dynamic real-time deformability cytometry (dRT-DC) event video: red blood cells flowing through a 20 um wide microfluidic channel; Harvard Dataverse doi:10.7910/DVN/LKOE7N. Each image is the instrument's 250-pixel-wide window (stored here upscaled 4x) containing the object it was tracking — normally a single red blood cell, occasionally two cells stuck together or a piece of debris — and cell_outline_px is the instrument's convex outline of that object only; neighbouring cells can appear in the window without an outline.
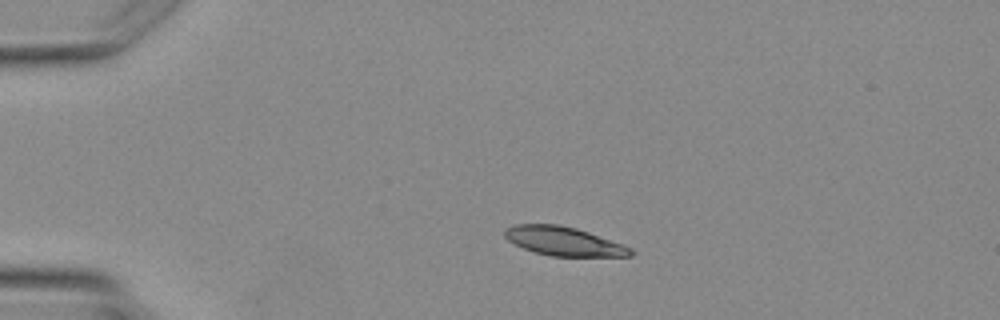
{"species": "Egyptian fruit bat (a non-hibernating species)", "species_latin": "Rousettus aegyptiacus", "temperature_condition": "warm", "stored_images_in_passage": 4, "camera_frame_rate_fps": 3000, "um_per_image_px": 0.085, "animal": {"sex": "female"}, "frame": {"image": 1, "passage_image": 2, "time_ms": 1.333, "image_size_px": [1000, 320], "cell_outline_px": [[636, 252], [632, 256], [552, 256], [536, 252], [524, 248], [508, 240], [504, 236], [504, 228], [512, 224], [556, 224], [576, 228], [624, 244], [632, 248]], "centroid_in_image_um": [47.94, 20.5], "position_along_channel_um": 37.1, "area_um2": 21.21}}
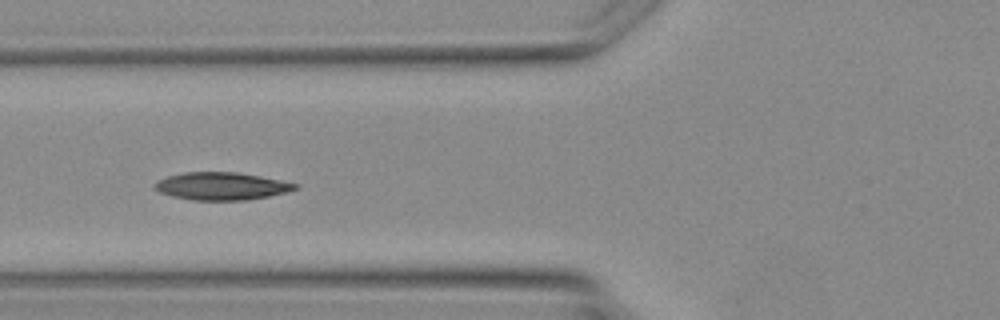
{"frame": {"image": 2, "passage_image": 4, "time_ms": 3.667, "image_size_px": [1000, 320], "cell_outline_px": [[296, 188], [284, 192], [268, 196], [244, 200], [192, 200], [172, 196], [160, 192], [152, 188], [152, 184], [156, 180], [168, 176], [184, 172], [236, 172], [260, 176], [296, 184]], "centroid_in_image_um": [18.71, 15.82], "position_along_channel_um": 107.1, "area_um2": 22.37}}